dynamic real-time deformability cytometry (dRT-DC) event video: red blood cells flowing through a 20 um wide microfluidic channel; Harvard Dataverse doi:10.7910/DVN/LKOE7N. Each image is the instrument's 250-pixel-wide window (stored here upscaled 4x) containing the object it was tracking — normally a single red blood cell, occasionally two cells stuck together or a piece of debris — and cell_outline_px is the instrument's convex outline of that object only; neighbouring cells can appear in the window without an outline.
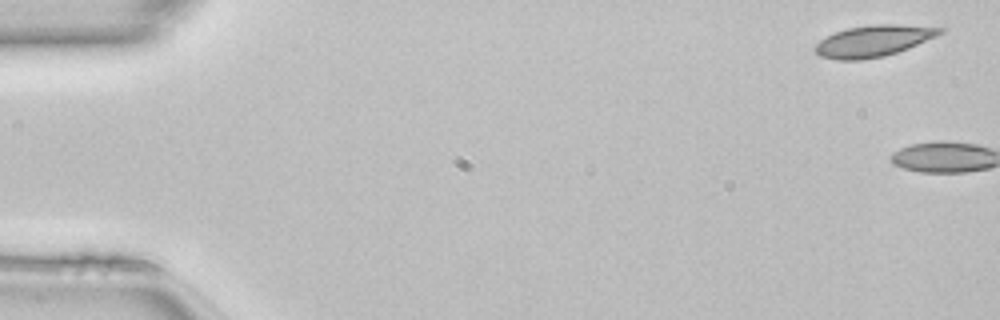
{"species": "common noctule bat (a hibernating species)", "species_latin": "Nyctalus noctula", "temperature_condition": "room temperature", "stored_images_in_passage": 3, "camera_frame_rate_fps": 3000, "um_per_image_px": 0.085, "animal": {"sex": "female", "body_mass_g": 22.7, "forearm_length_mm": 54.2}, "frame": {"image": 1, "passage_image": 1, "time_ms": 0.0, "image_size_px": [1000, 320], "cell_outline_px": [[948, 28], [944, 32], [936, 36], [908, 48], [884, 56], [860, 60], [836, 60], [820, 56], [812, 48], [820, 40], [836, 32], [848, 28], [872, 24], [900, 24]], "centroid_in_image_um": [74.25, 3.47], "position_along_channel_um": 10.7, "area_um2": 22.83}}